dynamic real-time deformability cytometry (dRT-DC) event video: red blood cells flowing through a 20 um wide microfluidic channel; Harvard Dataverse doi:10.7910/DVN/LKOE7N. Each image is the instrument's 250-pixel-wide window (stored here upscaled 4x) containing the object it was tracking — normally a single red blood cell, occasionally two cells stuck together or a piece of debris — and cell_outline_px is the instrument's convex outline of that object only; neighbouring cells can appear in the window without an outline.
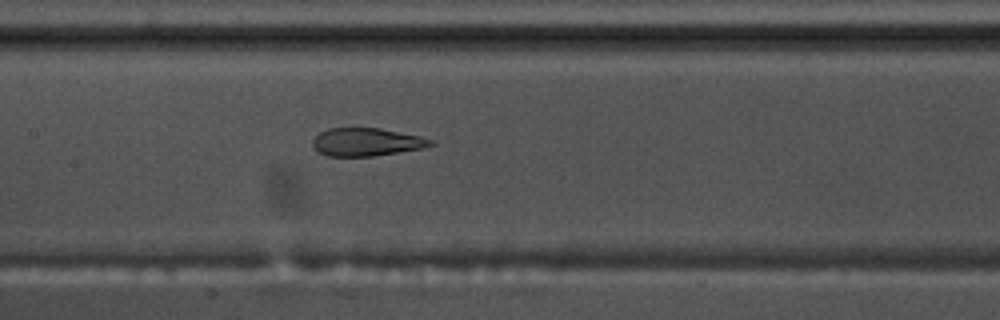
{"species": "common noctule bat (a hibernating species)", "species_latin": "Nyctalus noctula", "temperature_condition": "warm", "stored_images_in_passage": 55, "camera_frame_rate_fps": 3000, "um_per_image_px": 0.085, "animal": {"sex": "male", "body_mass_g": 17.5, "forearm_length_mm": 52.3}, "frame": {"image": 1, "passage_image": 27, "time_ms": 8.667, "image_size_px": [1000, 320], "cell_outline_px": [[436, 144], [424, 148], [372, 156], [324, 156], [312, 144], [312, 140], [320, 132], [328, 128], [380, 128], [420, 136], [432, 140]], "centroid_in_image_um": [31.16, 12.07], "position_along_channel_um": 176.2, "area_um2": 19.19}}
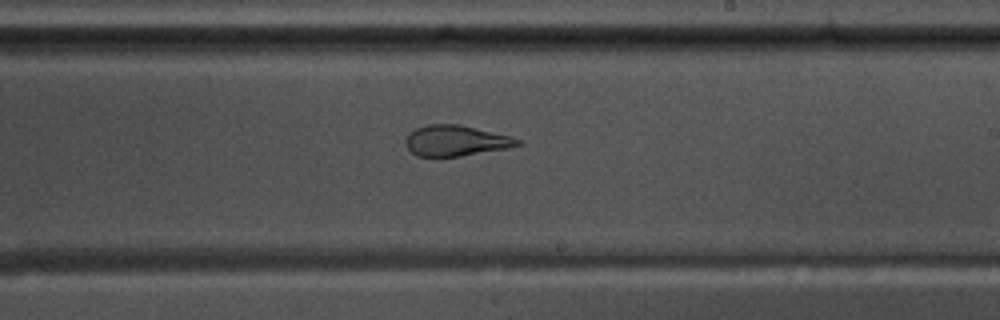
{"frame": {"image": 2, "passage_image": 33, "time_ms": 10.667, "image_size_px": [1000, 320], "cell_outline_px": [[524, 144], [504, 148], [460, 156], [416, 156], [408, 148], [404, 140], [416, 128], [428, 124], [460, 124], [512, 136], [520, 140]], "centroid_in_image_um": [38.76, 11.94], "position_along_channel_um": 250.2, "area_um2": 19.83}}
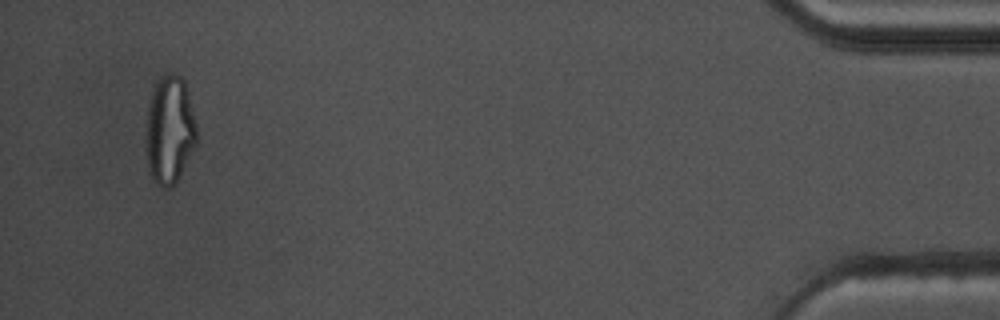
{"frame": {"image": 3, "passage_image": 53, "time_ms": 17.333, "image_size_px": [1000, 320], "cell_outline_px": [[196, 144], [176, 180], [168, 188], [164, 188], [156, 184], [148, 172], [144, 136], [148, 104], [152, 92], [160, 76], [168, 72], [172, 72], [180, 76], [184, 80], [188, 92], [196, 124]], "centroid_in_image_um": [14.37, 11.02], "position_along_channel_um": 420.8, "area_um2": 32.19}, "authors_computed_cell_mechanics": {"area_um2": 24.276, "velocity_mm_per_s": 3.714, "shape_relaxation_time_tau1_ms": null, "shape_relaxation_time_tau2_ms": 1.1825, "deformation_change_tau1": null, "deformation_change_tau2": 0.0926}}